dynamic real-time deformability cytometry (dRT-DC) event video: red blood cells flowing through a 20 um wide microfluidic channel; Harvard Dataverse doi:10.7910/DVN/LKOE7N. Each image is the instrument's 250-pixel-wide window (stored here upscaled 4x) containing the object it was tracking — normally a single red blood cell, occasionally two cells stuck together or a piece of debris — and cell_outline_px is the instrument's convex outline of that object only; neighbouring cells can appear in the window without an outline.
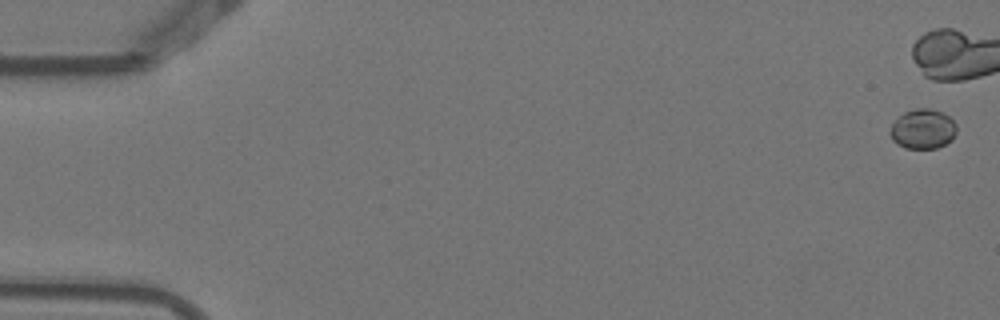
{"species": "Egyptian fruit bat (a non-hibernating species)", "species_latin": "Rousettus aegyptiacus", "temperature_condition": "warm", "stored_images_in_passage": 6, "camera_frame_rate_fps": 3000, "um_per_image_px": 0.085, "animal": {"sex": "female"}, "frame": {"image": 1, "passage_image": 1, "time_ms": 0.0, "image_size_px": [1000, 320], "cell_outline_px": [[956, 132], [952, 140], [936, 148], [904, 148], [896, 144], [892, 140], [888, 132], [892, 124], [904, 112], [916, 108], [928, 108], [940, 112], [948, 116], [956, 124]], "centroid_in_image_um": [78.41, 10.98], "position_along_channel_um": 6.6, "area_um2": 15.37}}